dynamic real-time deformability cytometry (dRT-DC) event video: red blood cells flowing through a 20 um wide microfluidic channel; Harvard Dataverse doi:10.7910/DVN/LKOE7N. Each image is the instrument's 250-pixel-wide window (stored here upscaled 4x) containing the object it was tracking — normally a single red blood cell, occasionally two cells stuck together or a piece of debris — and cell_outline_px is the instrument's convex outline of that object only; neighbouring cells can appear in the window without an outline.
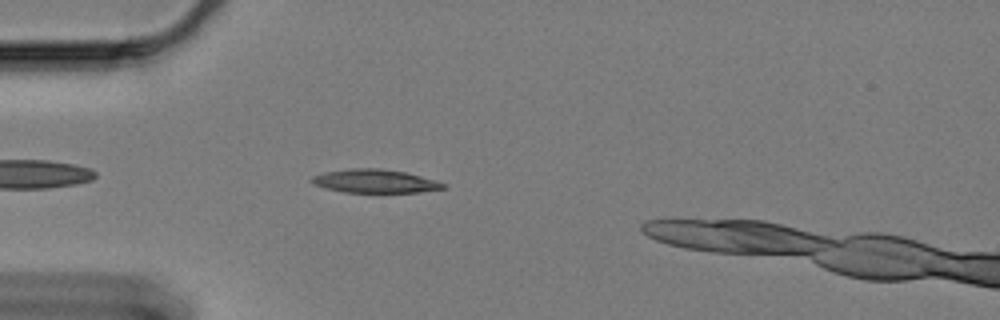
{"species": "Egyptian fruit bat (a non-hibernating species)", "species_latin": "Rousettus aegyptiacus", "temperature_condition": "cold", "stored_images_in_passage": 42, "camera_frame_rate_fps": 3000, "um_per_image_px": 0.085, "animal": {"sex": "female"}, "frame": {"image": 1, "passage_image": 5, "time_ms": 1.333, "image_size_px": [1000, 320], "cell_outline_px": [[448, 188], [420, 192], [344, 192], [324, 188], [316, 184], [312, 180], [312, 176], [324, 172], [352, 168], [380, 168], [404, 172], [436, 180], [444, 184]], "centroid_in_image_um": [31.89, 15.39], "position_along_channel_um": 53.1, "area_um2": 17.8}}
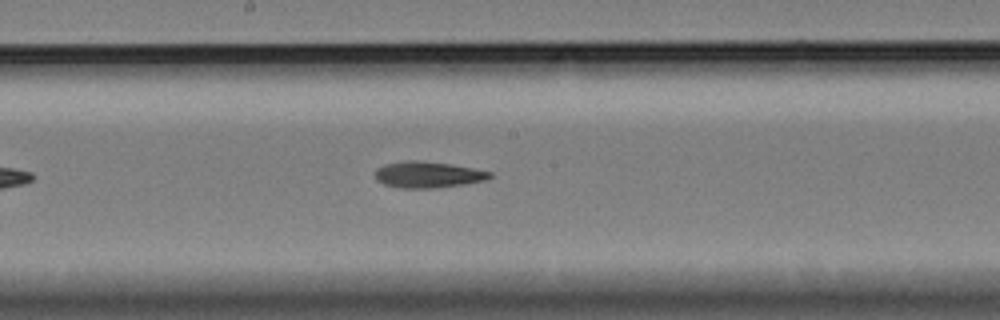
{"frame": {"image": 2, "passage_image": 20, "time_ms": 6.333, "image_size_px": [1000, 320], "cell_outline_px": [[492, 176], [484, 180], [436, 188], [400, 188], [384, 184], [376, 180], [376, 168], [384, 164], [408, 160], [420, 160], [448, 164], [472, 168], [492, 172]], "centroid_in_image_um": [36.32, 14.84], "position_along_channel_um": 211.9, "area_um2": 17.34}}
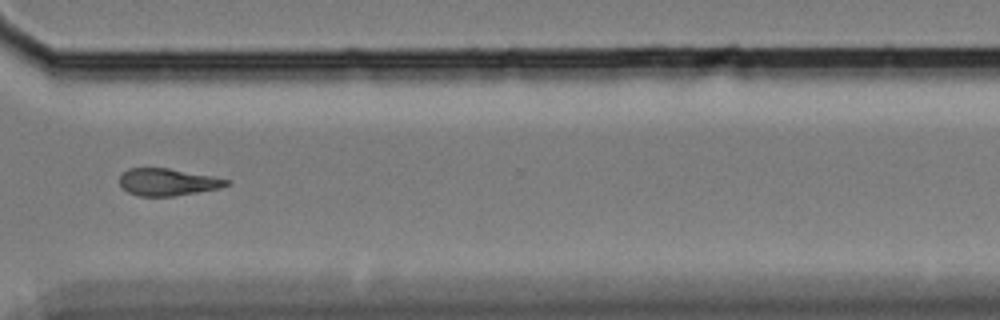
{"frame": {"image": 3, "passage_image": 33, "time_ms": 10.667, "image_size_px": [1000, 320], "cell_outline_px": [[232, 184], [220, 188], [172, 196], [140, 196], [128, 192], [120, 188], [120, 176], [128, 168], [168, 168], [212, 176], [232, 180]], "centroid_in_image_um": [14.26, 15.47], "position_along_channel_um": 356.3, "area_um2": 16.94}}